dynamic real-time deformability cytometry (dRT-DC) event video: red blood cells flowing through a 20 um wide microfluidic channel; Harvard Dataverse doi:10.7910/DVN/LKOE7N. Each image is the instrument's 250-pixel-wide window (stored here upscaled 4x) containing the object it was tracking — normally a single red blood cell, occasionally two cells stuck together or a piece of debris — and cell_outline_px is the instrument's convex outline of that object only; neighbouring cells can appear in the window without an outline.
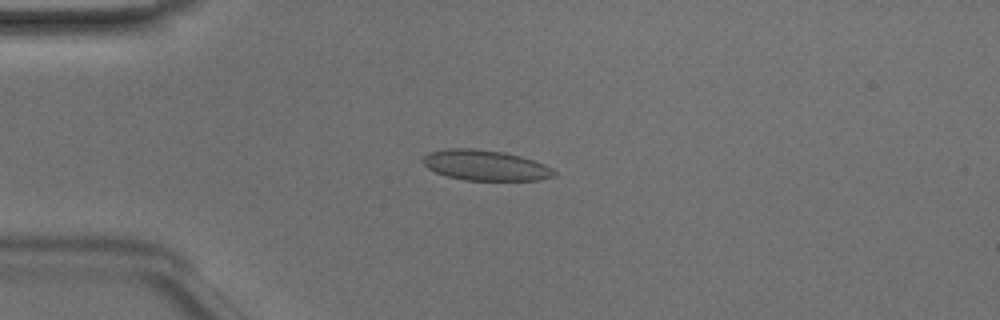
{"species": "Egyptian fruit bat (a non-hibernating species)", "species_latin": "Rousettus aegyptiacus", "temperature_condition": "room temperature", "stored_images_in_passage": 45, "camera_frame_rate_fps": 3000, "um_per_image_px": 0.085, "animal": {"sex": "male"}, "frame": {"image": 1, "passage_image": 8, "time_ms": 2.333, "image_size_px": [1000, 320], "cell_outline_px": [[556, 176], [540, 180], [464, 180], [448, 176], [436, 172], [428, 168], [420, 160], [428, 152], [448, 148], [472, 148], [504, 152], [520, 156], [544, 164], [552, 168], [556, 172]], "centroid_in_image_um": [41.25, 14.05], "position_along_channel_um": 43.8, "area_um2": 23.29}}
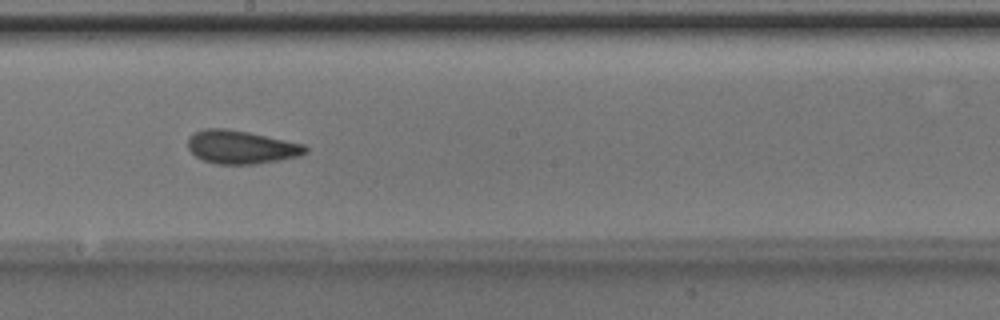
{"frame": {"image": 2, "passage_image": 23, "time_ms": 7.333, "image_size_px": [1000, 320], "cell_outline_px": [[308, 152], [300, 156], [280, 160], [256, 164], [216, 164], [204, 160], [196, 156], [188, 148], [188, 140], [196, 132], [204, 128], [224, 128], [248, 132], [304, 144], [308, 148]], "centroid_in_image_um": [20.53, 12.51], "position_along_channel_um": 227.7, "area_um2": 22.72}}
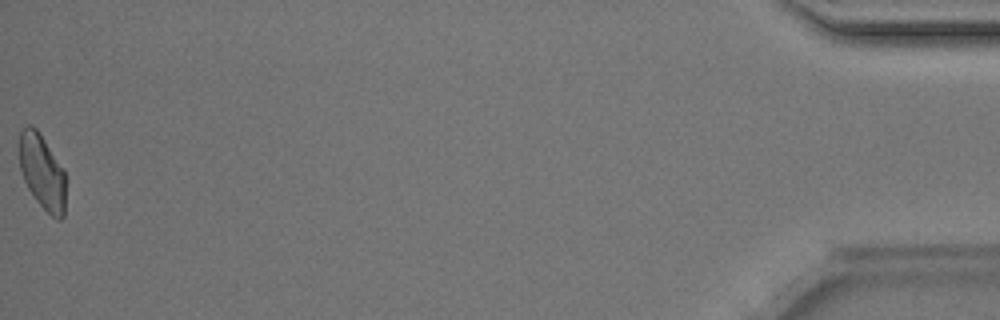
{"frame": {"image": 3, "passage_image": 45, "time_ms": 14.667, "image_size_px": [1000, 320], "cell_outline_px": [[64, 216], [60, 220], [56, 220], [36, 200], [28, 188], [24, 180], [20, 168], [20, 132], [28, 124], [36, 128], [64, 168]], "centroid_in_image_um": [3.59, 14.61], "position_along_channel_um": 431.6, "area_um2": 19.94}, "authors_computed_cell_mechanics": {"area_um2": 21.8484, "velocity_mm_per_s": 4.1239, "shape_relaxation_time_tau1_ms": 4.4514, "shape_relaxation_time_tau2_ms": 1.8606, "deformation_change_tau1": 0.1153, "deformation_change_tau2": 0.0776}}